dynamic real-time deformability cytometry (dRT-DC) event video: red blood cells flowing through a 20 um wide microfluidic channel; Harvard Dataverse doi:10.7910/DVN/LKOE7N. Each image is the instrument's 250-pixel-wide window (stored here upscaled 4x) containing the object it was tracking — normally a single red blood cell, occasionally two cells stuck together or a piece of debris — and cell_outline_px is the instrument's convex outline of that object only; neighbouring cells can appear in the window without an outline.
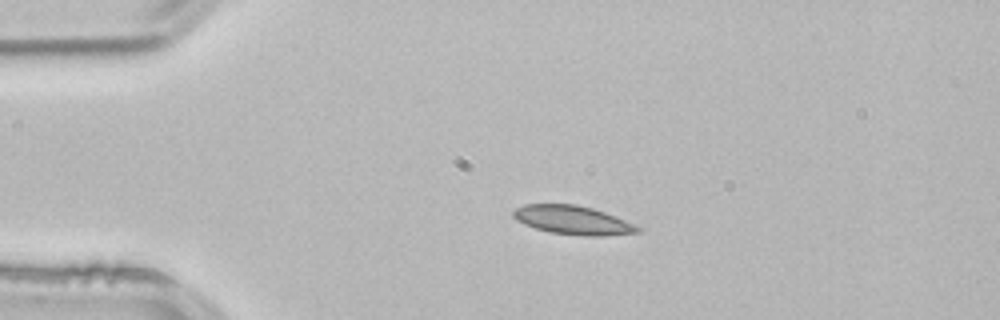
{"species": "common noctule bat (a hibernating species)", "species_latin": "Nyctalus noctula", "temperature_condition": "room temperature", "stored_images_in_passage": 3, "camera_frame_rate_fps": 3000, "um_per_image_px": 0.085, "animal": {"sex": "male", "body_mass_g": 21.5, "forearm_length_mm": 52.0}, "frame": {"image": 1, "passage_image": 2, "time_ms": 0.333, "image_size_px": [1000, 320], "cell_outline_px": [[640, 232], [604, 236], [584, 236], [548, 232], [524, 224], [516, 220], [512, 216], [512, 212], [516, 208], [524, 204], [576, 204], [592, 208], [604, 212], [624, 220], [640, 228]], "centroid_in_image_um": [48.64, 18.71], "position_along_channel_um": 36.4, "area_um2": 20.75}}